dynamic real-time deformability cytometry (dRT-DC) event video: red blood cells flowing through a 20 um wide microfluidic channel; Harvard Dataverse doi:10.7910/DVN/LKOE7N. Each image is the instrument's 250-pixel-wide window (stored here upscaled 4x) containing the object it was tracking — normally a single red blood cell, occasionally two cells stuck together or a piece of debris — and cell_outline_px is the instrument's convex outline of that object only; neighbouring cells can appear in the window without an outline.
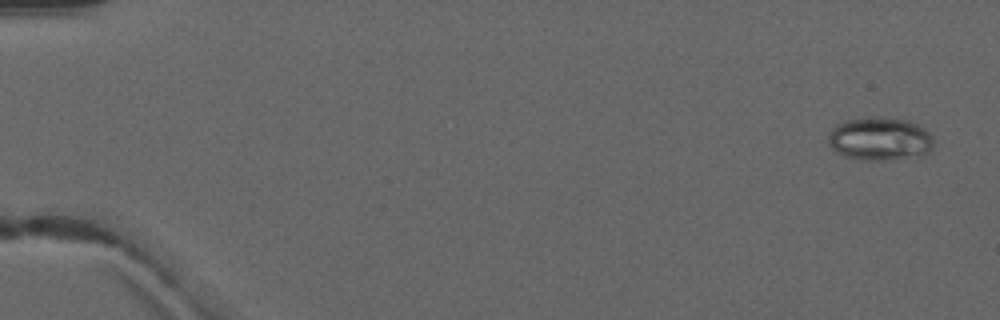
{"species": "common noctule bat (a hibernating species)", "species_latin": "Nyctalus noctula", "temperature_condition": "warm", "stored_images_in_passage": 8, "camera_frame_rate_fps": 3000, "um_per_image_px": 0.085, "animal": {"sex": "male", "forearm_length_mm": 52.5}, "frame": {"image": 1, "passage_image": 1, "time_ms": 0.0, "image_size_px": [1000, 320], "cell_outline_px": [[932, 148], [928, 152], [920, 156], [884, 160], [864, 160], [844, 156], [836, 152], [828, 144], [828, 136], [832, 128], [836, 124], [844, 120], [872, 116], [880, 116], [908, 120], [924, 128], [932, 136]], "centroid_in_image_um": [74.76, 11.79], "position_along_channel_um": 10.2, "area_um2": 26.82}}